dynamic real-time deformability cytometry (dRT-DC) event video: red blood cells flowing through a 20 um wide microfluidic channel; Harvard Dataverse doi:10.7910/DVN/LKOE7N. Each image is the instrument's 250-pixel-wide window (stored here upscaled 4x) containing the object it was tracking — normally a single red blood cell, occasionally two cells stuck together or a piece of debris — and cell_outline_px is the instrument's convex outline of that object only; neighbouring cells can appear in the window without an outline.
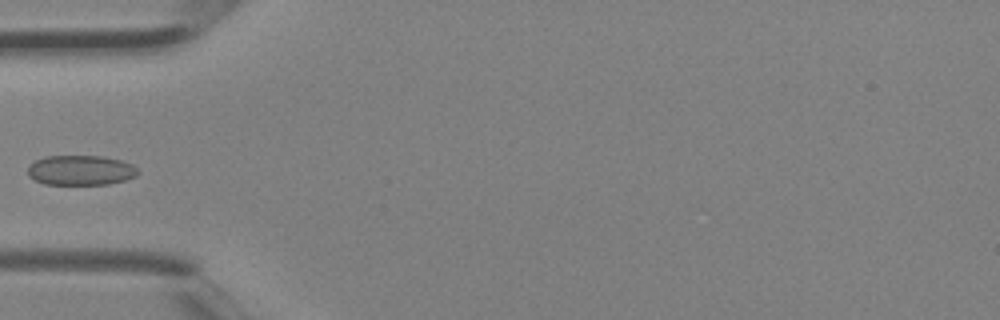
{"species": "Egyptian fruit bat (a non-hibernating species)", "species_latin": "Rousettus aegyptiacus", "temperature_condition": "room temperature", "stored_images_in_passage": 3, "camera_frame_rate_fps": 3000, "um_per_image_px": 0.085, "animal": {"sex": "female"}, "frame": {"image": 1, "passage_image": 3, "time_ms": 0.667, "image_size_px": [1000, 320], "cell_outline_px": [[140, 172], [136, 176], [124, 180], [108, 184], [44, 184], [28, 176], [28, 168], [36, 160], [44, 156], [100, 156], [120, 160], [132, 164]], "centroid_in_image_um": [6.86, 14.47], "position_along_channel_um": 78.1, "area_um2": 19.07}}